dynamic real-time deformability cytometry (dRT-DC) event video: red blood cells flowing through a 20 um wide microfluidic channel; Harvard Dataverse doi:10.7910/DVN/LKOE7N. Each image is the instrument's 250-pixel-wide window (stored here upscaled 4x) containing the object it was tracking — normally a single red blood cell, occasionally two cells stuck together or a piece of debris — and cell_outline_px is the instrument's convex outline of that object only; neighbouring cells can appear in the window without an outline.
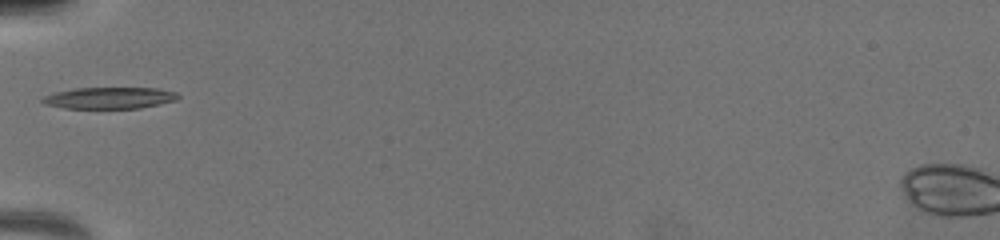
{"species": "common noctule bat (a hibernating species)", "species_latin": "Nyctalus noctula", "temperature_condition": "warm", "stored_images_in_passage": 35, "camera_frame_rate_fps": 3000, "um_per_image_px": 0.085, "animal": {"sex": "female", "body_mass_g": 19.5, "forearm_length_mm": 54.1}, "frame": {"image": 1, "passage_image": 1, "time_ms": 0.0, "image_size_px": [1000, 240], "cell_outline_px": [[180, 96], [176, 100], [136, 108], [68, 108], [44, 104], [40, 100], [44, 96], [56, 92], [76, 88], [152, 88], [172, 92]], "centroid_in_image_um": [9.23, 8.32], "position_along_channel_um": 75.8, "area_um2": 16.53}}
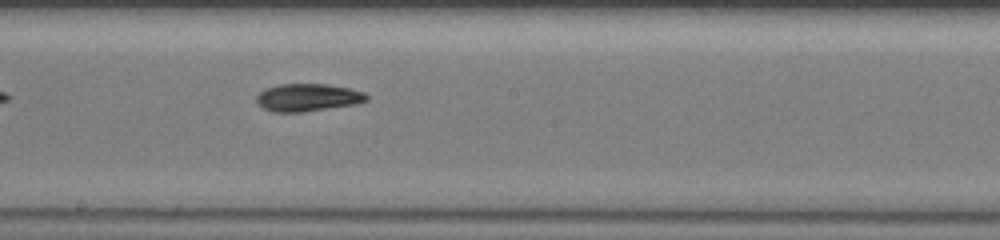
{"frame": {"image": 2, "passage_image": 14, "time_ms": 3.667, "image_size_px": [1000, 240], "cell_outline_px": [[368, 96], [364, 100], [352, 104], [300, 112], [276, 112], [264, 108], [256, 100], [256, 96], [260, 92], [268, 88], [280, 84], [324, 84], [348, 88], [360, 92]], "centroid_in_image_um": [26.09, 8.28], "position_along_channel_um": 222.1, "area_um2": 16.99}}
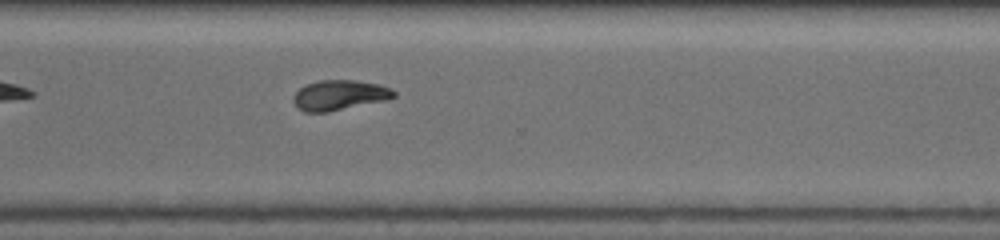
{"frame": {"image": 3, "passage_image": 34, "time_ms": 6.667, "image_size_px": [1000, 240], "cell_outline_px": [[396, 96], [380, 100], [324, 112], [304, 112], [296, 104], [296, 92], [300, 88], [308, 84], [320, 80], [352, 80], [376, 84], [388, 88], [396, 92]], "centroid_in_image_um": [28.83, 8.07], "position_along_channel_um": 341.8, "area_um2": 16.59}}